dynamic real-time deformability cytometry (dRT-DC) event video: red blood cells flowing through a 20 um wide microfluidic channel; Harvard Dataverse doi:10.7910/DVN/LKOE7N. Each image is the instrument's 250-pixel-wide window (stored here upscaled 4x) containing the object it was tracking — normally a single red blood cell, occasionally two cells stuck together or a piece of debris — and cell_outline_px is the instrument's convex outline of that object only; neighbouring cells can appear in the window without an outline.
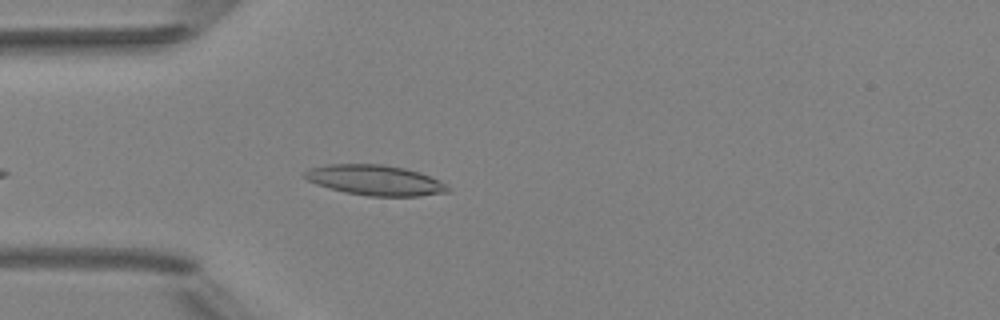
{"species": "Egyptian fruit bat (a non-hibernating species)", "species_latin": "Rousettus aegyptiacus", "temperature_condition": "room temperature", "stored_images_in_passage": 4, "camera_frame_rate_fps": 3000, "um_per_image_px": 0.085, "animal": {"sex": "female"}, "frame": {"image": 1, "passage_image": 4, "time_ms": 4.333, "image_size_px": [1000, 320], "cell_outline_px": [[452, 188], [448, 192], [420, 196], [368, 196], [344, 192], [328, 188], [316, 184], [308, 180], [304, 176], [304, 172], [308, 168], [328, 164], [384, 164], [404, 168], [420, 172], [440, 180]], "centroid_in_image_um": [31.9, 15.31], "position_along_channel_um": 53.1, "area_um2": 25.49}}